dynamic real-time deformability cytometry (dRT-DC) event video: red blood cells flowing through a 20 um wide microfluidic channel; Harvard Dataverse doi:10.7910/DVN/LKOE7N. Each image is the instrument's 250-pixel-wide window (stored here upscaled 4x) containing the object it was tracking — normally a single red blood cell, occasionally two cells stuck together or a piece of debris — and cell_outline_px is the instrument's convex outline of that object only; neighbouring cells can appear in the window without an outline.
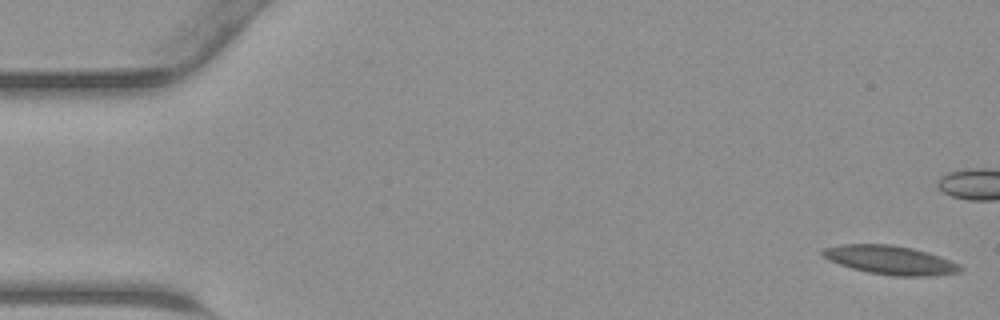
{"species": "common noctule bat (a hibernating species)", "species_latin": "Nyctalus noctula", "temperature_condition": "warm", "stored_images_in_passage": 46, "camera_frame_rate_fps": 3000, "um_per_image_px": 0.085, "animal": {"sex": "male", "body_mass_g": 23.1, "forearm_length_mm": 52.7}, "frame": {"image": 1, "passage_image": 1, "time_ms": 0.0, "image_size_px": [1000, 320], "cell_outline_px": [[964, 268], [960, 272], [932, 276], [892, 276], [868, 272], [852, 268], [828, 260], [820, 256], [820, 252], [824, 248], [840, 244], [892, 244], [912, 248], [928, 252], [940, 256], [960, 264]], "centroid_in_image_um": [75.67, 22.1], "position_along_channel_um": 9.3, "area_um2": 23.35}}
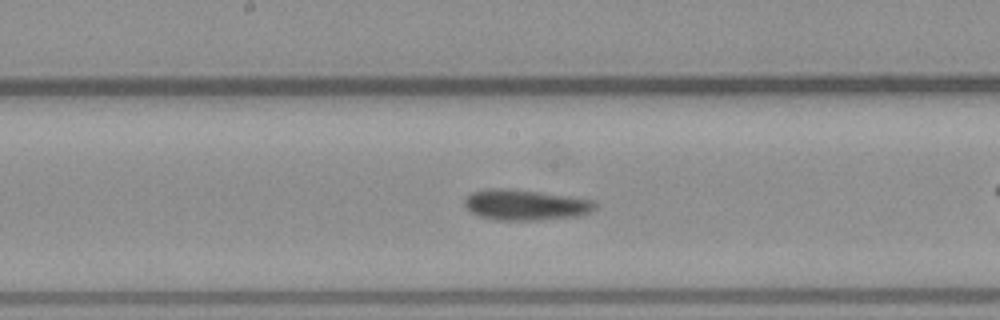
{"frame": {"image": 2, "passage_image": 23, "time_ms": 7.333, "image_size_px": [1000, 320], "cell_outline_px": [[596, 208], [588, 212], [576, 216], [536, 220], [496, 220], [480, 216], [464, 208], [464, 200], [472, 192], [496, 188], [504, 188], [572, 196], [592, 200], [596, 204]], "centroid_in_image_um": [44.64, 17.42], "position_along_channel_um": 203.6, "area_um2": 23.06}}
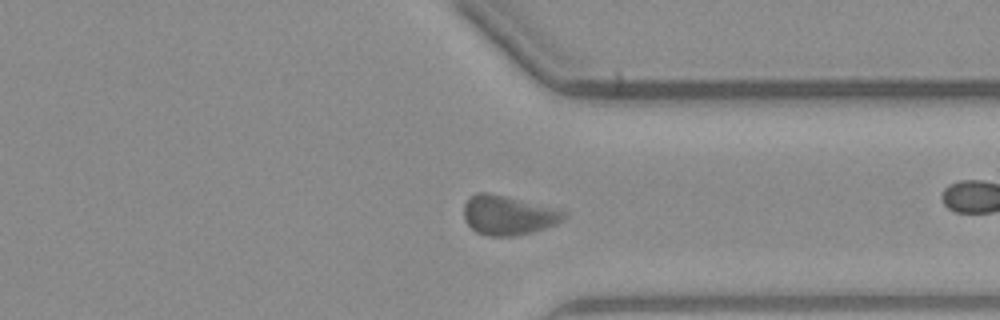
{"frame": {"image": 3, "passage_image": 34, "time_ms": 11.0, "image_size_px": [1000, 320], "cell_outline_px": [[568, 216], [556, 224], [532, 232], [512, 236], [488, 236], [476, 232], [464, 220], [464, 204], [468, 196], [476, 192], [488, 192], [568, 212]], "centroid_in_image_um": [43.15, 18.29], "position_along_channel_um": 368.3, "area_um2": 22.83}}